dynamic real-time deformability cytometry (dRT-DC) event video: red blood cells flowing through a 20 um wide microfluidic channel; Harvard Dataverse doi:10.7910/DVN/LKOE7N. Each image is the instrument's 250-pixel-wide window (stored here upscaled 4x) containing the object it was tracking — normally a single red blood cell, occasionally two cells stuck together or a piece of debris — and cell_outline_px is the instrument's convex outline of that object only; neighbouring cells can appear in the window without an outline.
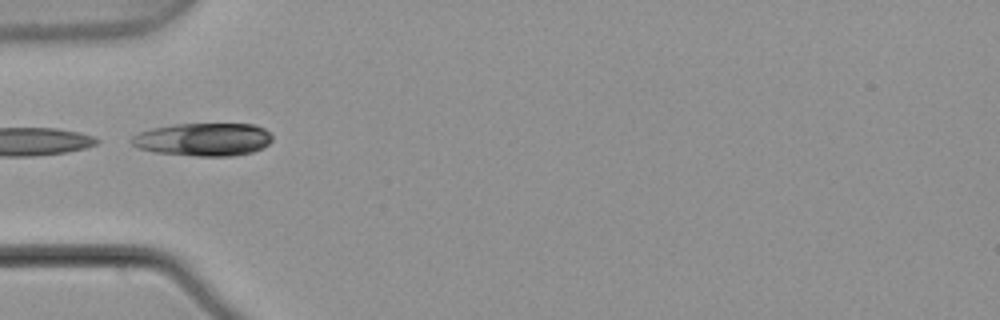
{"species": "common noctule bat (a hibernating species)", "species_latin": "Nyctalus noctula", "temperature_condition": "warm", "stored_images_in_passage": 6, "camera_frame_rate_fps": 3000, "um_per_image_px": 0.085, "animal": {"sex": "male", "body_mass_g": 21.5, "forearm_length_mm": 52.0}, "frame": {"image": 1, "passage_image": 5, "time_ms": 1.333, "image_size_px": [1000, 320], "cell_outline_px": [[272, 140], [264, 148], [252, 152], [232, 156], [196, 156], [156, 152], [140, 148], [132, 144], [128, 140], [132, 136], [140, 132], [152, 128], [176, 124], [256, 124], [264, 128], [272, 136]], "centroid_in_image_um": [17.31, 11.85], "position_along_channel_um": 67.7, "area_um2": 27.11}}
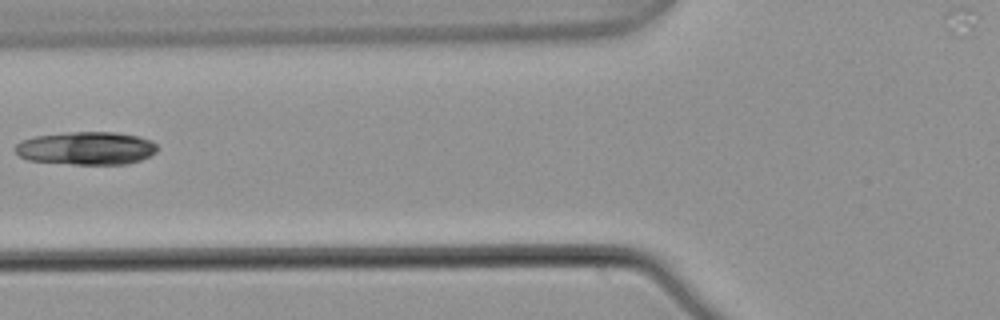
{"frame": {"image": 2, "passage_image": 6, "time_ms": 1.667, "image_size_px": [1000, 320], "cell_outline_px": [[156, 152], [140, 160], [128, 164], [72, 164], [28, 160], [20, 156], [16, 152], [16, 144], [20, 140], [36, 136], [64, 132], [116, 132], [140, 136], [152, 140], [156, 144]], "centroid_in_image_um": [7.35, 12.59], "position_along_channel_um": 118.5, "area_um2": 27.46}}